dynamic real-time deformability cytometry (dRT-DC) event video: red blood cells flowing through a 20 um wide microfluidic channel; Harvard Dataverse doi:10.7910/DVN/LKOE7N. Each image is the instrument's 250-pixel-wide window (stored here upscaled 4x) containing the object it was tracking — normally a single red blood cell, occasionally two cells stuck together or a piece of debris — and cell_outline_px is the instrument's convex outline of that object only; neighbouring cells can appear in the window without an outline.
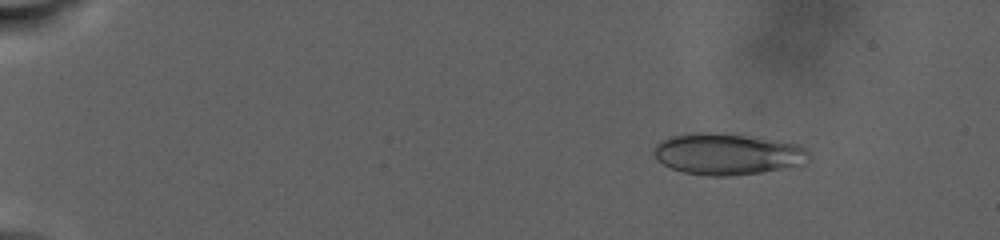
{"species": "human", "species_latin": "Homo sapiens", "temperature_condition": "warm", "stored_images_in_passage": 57, "camera_frame_rate_fps": 3000, "um_per_image_px": 0.085, "donor": {"sex": "male"}, "frame": {"image": 1, "passage_image": 5, "time_ms": 3.333, "image_size_px": [1000, 240], "cell_outline_px": [[808, 160], [804, 164], [760, 172], [732, 176], [708, 176], [684, 172], [672, 168], [664, 164], [652, 152], [652, 148], [660, 140], [672, 136], [692, 132], [708, 132], [744, 136], [800, 144], [808, 152]], "centroid_in_image_um": [61.79, 13.09], "position_along_channel_um": 23.2, "area_um2": 37.05}}
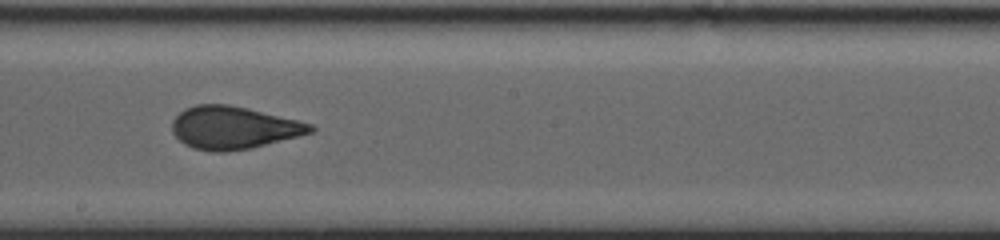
{"frame": {"image": 2, "passage_image": 35, "time_ms": 17.333, "image_size_px": [1000, 240], "cell_outline_px": [[316, 128], [312, 132], [252, 148], [224, 152], [212, 152], [192, 148], [184, 144], [172, 132], [172, 120], [184, 108], [196, 104], [228, 104], [248, 108], [312, 124]], "centroid_in_image_um": [19.81, 10.85], "position_along_channel_um": 228.4, "area_um2": 34.33}}
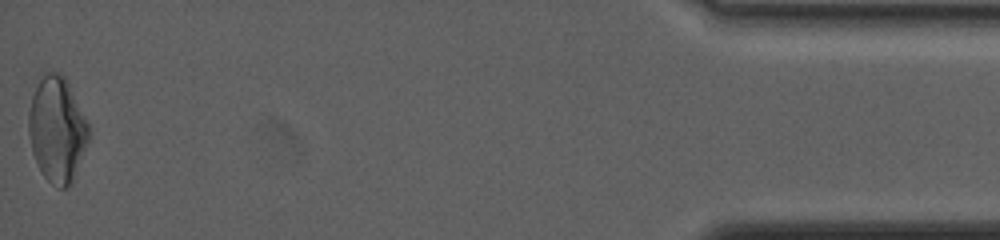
{"frame": {"image": 3, "passage_image": 57, "time_ms": 29.0, "image_size_px": [1000, 240], "cell_outline_px": [[88, 140], [72, 184], [68, 188], [60, 188], [52, 184], [40, 172], [32, 152], [28, 132], [28, 112], [32, 96], [44, 68], [60, 72], [64, 76], [88, 124]], "centroid_in_image_um": [4.81, 10.99], "position_along_channel_um": 430.4, "area_um2": 36.93}, "authors_computed_cell_mechanics": {"area_um2": 35.3158, "velocity_mm_per_s": 2.3969, "shape_relaxation_time_tau1_ms": null, "shape_relaxation_time_tau2_ms": 1.4156, "deformation_change_tau1": null, "deformation_change_tau2": 0.0667}}